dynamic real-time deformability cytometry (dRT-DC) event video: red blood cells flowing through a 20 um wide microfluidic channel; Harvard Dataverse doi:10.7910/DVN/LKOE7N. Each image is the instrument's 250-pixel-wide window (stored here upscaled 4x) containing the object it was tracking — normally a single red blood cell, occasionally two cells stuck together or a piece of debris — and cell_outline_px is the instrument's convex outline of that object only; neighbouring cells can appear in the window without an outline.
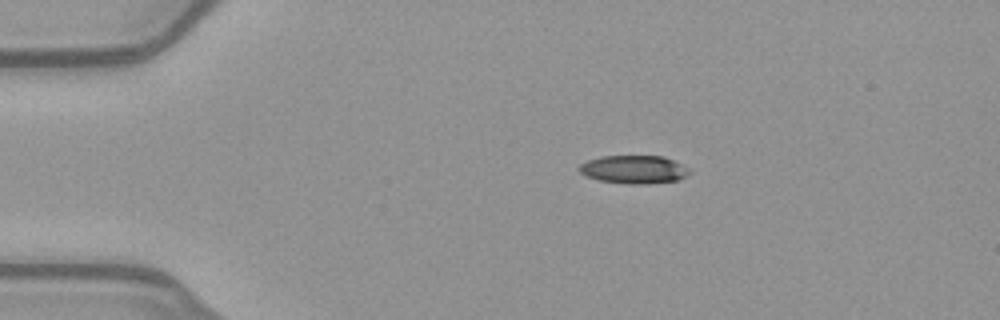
{"species": "common noctule bat (a hibernating species)", "species_latin": "Nyctalus noctula", "temperature_condition": "warm", "stored_images_in_passage": 42, "camera_frame_rate_fps": 3000, "um_per_image_px": 0.085, "animal": {"sex": "female", "body_mass_g": 21.9}, "frame": {"image": 1, "passage_image": 1, "time_ms": 0.0, "image_size_px": [1000, 320], "cell_outline_px": [[692, 172], [680, 180], [648, 184], [628, 184], [600, 180], [588, 176], [580, 172], [576, 168], [580, 164], [588, 160], [600, 156], [664, 156], [688, 168]], "centroid_in_image_um": [53.89, 14.41], "position_along_channel_um": 31.1, "area_um2": 18.15}}
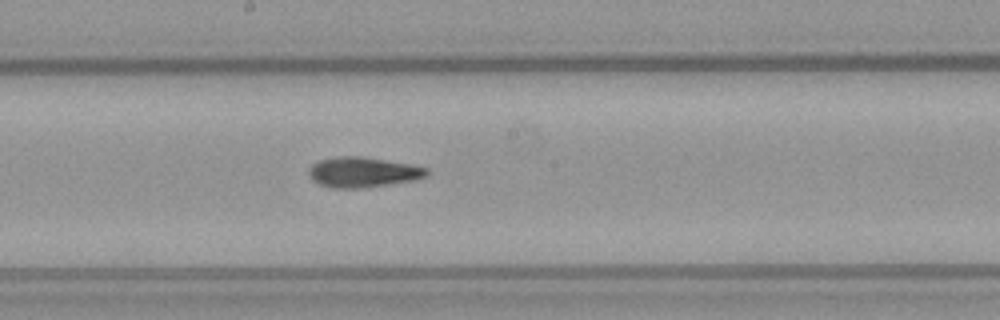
{"frame": {"image": 2, "passage_image": 19, "time_ms": 6.0, "image_size_px": [1000, 320], "cell_outline_px": [[428, 176], [416, 180], [364, 188], [332, 188], [320, 184], [312, 180], [308, 176], [308, 168], [312, 164], [320, 160], [336, 156], [360, 156], [408, 164], [428, 168]], "centroid_in_image_um": [30.82, 14.64], "position_along_channel_um": 217.4, "area_um2": 20.87}}
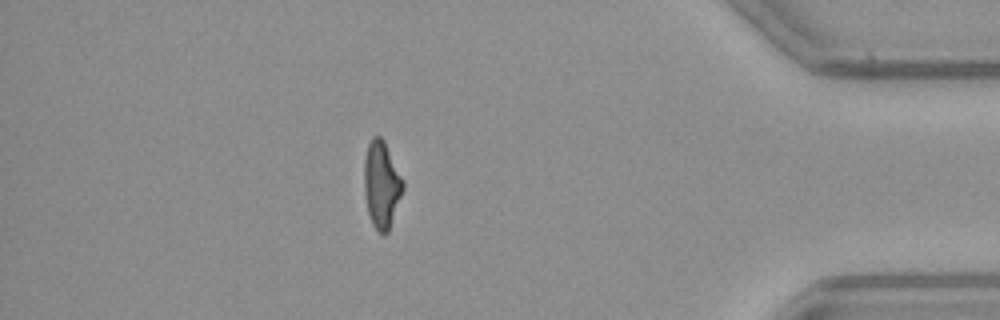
{"frame": {"image": 3, "passage_image": 36, "time_ms": 11.667, "image_size_px": [1000, 320], "cell_outline_px": [[404, 188], [388, 232], [384, 236], [372, 224], [368, 212], [364, 192], [364, 160], [368, 144], [372, 136], [380, 136], [384, 140], [404, 180]], "centroid_in_image_um": [32.43, 15.67], "position_along_channel_um": 402.8, "area_um2": 19.71}, "authors_computed_cell_mechanics": {"area_um2": 19.8254, "velocity_mm_per_s": 4.025, "shape_relaxation_time_tau1_ms": 10.22, "shape_relaxation_time_tau2_ms": 3.4724, "deformation_change_tau1": 0.3115, "deformation_change_tau2": 0.1297}}